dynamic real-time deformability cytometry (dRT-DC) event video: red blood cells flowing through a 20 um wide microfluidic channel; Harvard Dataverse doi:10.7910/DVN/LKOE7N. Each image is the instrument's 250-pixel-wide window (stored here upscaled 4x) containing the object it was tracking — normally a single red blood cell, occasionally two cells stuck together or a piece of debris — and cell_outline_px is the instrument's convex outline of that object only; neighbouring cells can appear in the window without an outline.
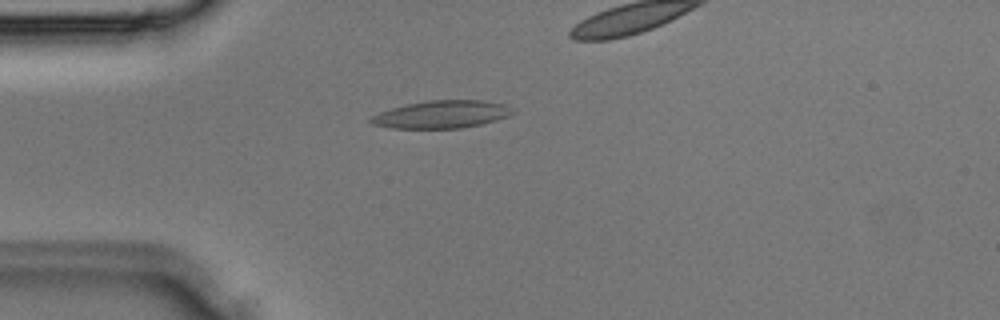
{"species": "Egyptian fruit bat (a non-hibernating species)", "species_latin": "Rousettus aegyptiacus", "temperature_condition": "room temperature", "stored_images_in_passage": 22, "camera_frame_rate_fps": 3000, "um_per_image_px": 0.085, "animal": {"sex": "male"}, "frame": {"image": 1, "passage_image": 2, "time_ms": 0.333, "image_size_px": [1000, 320], "cell_outline_px": [[512, 112], [508, 116], [496, 120], [480, 124], [460, 128], [392, 128], [372, 124], [368, 120], [372, 116], [380, 112], [404, 104], [428, 100], [484, 100], [504, 104]], "centroid_in_image_um": [37.49, 9.72], "position_along_channel_um": 47.5, "area_um2": 22.6}}
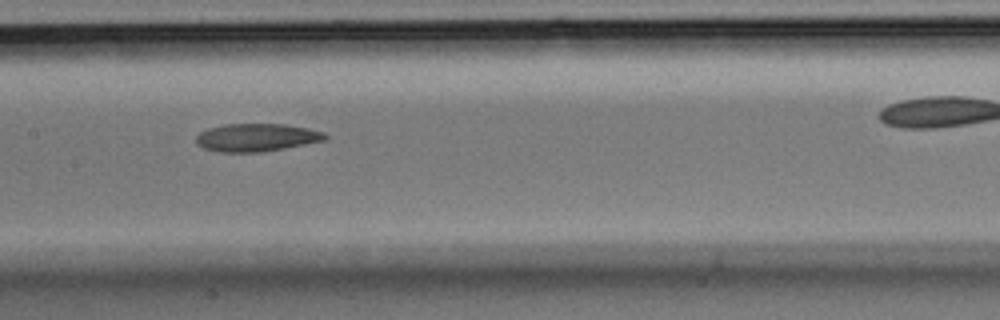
{"frame": {"image": 2, "passage_image": 10, "time_ms": 3.0, "image_size_px": [1000, 320], "cell_outline_px": [[328, 136], [324, 140], [284, 148], [260, 152], [220, 152], [204, 148], [196, 144], [196, 136], [200, 132], [208, 128], [224, 124], [284, 124], [308, 128], [324, 132]], "centroid_in_image_um": [21.78, 11.68], "position_along_channel_um": 185.6, "area_um2": 20.87}}
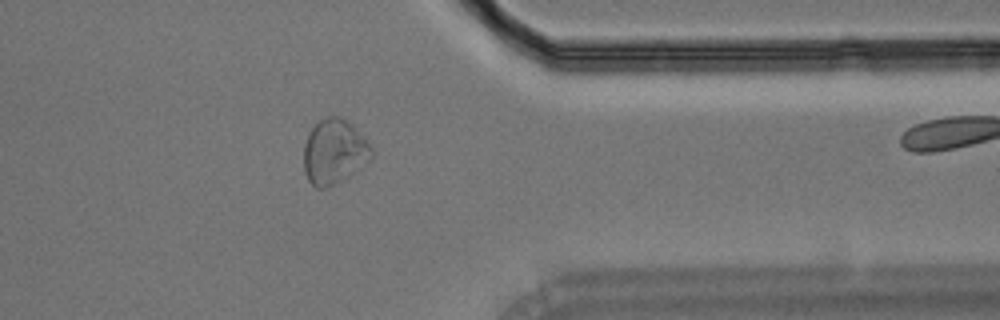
{"frame": {"image": 3, "passage_image": 21, "time_ms": 6.667, "image_size_px": [1000, 320], "cell_outline_px": [[372, 156], [340, 180], [324, 188], [316, 188], [308, 180], [304, 172], [304, 144], [312, 128], [320, 120], [328, 116], [340, 116], [348, 120], [368, 140], [372, 148]], "centroid_in_image_um": [28.38, 12.85], "position_along_channel_um": 383.0, "area_um2": 25.03}}